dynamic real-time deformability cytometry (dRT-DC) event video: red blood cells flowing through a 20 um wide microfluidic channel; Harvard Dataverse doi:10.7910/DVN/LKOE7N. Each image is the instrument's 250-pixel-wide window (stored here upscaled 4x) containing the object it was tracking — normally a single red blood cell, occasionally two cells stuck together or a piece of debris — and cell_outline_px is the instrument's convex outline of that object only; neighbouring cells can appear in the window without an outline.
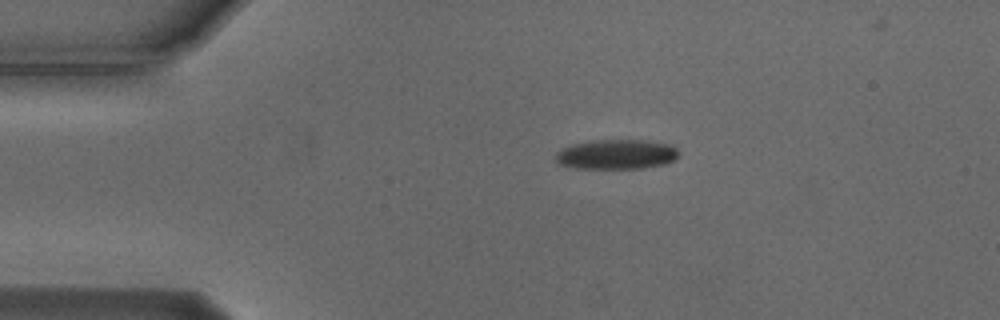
{"species": "Egyptian fruit bat (a non-hibernating species)", "species_latin": "Rousettus aegyptiacus", "temperature_condition": "cold", "stored_images_in_passage": 42, "camera_frame_rate_fps": 3000, "um_per_image_px": 0.085, "animal": {"sex": "male"}, "frame": {"image": 1, "passage_image": 1, "time_ms": 0.0, "image_size_px": [1000, 320], "cell_outline_px": [[680, 152], [672, 160], [664, 164], [640, 168], [576, 168], [560, 164], [556, 160], [556, 152], [560, 148], [572, 144], [592, 140], [648, 140], [672, 144]], "centroid_in_image_um": [52.39, 13.1], "position_along_channel_um": 32.6, "area_um2": 21.39}}
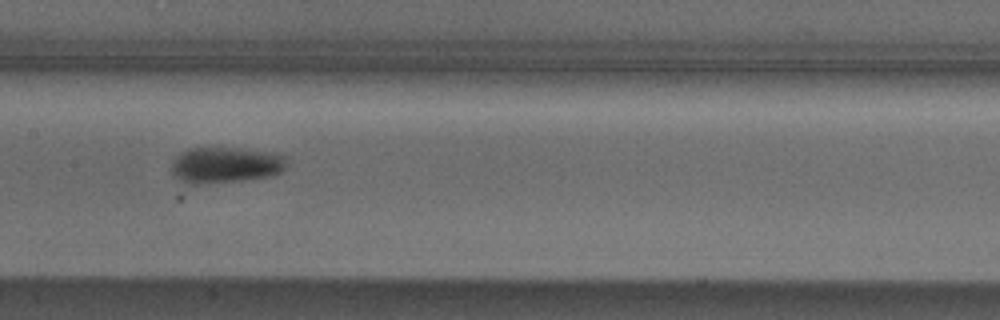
{"frame": {"image": 2, "passage_image": 17, "time_ms": 5.333, "image_size_px": [1000, 320], "cell_outline_px": [[288, 164], [276, 176], [244, 180], [196, 184], [188, 184], [172, 176], [172, 160], [180, 152], [188, 148], [240, 148], [280, 152], [288, 156]], "centroid_in_image_um": [19.24, 14.01], "position_along_channel_um": 188.2, "area_um2": 24.91}}
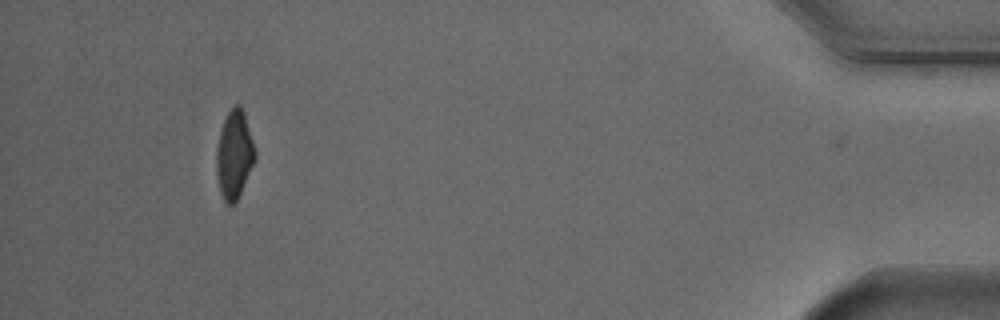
{"frame": {"image": 3, "passage_image": 41, "time_ms": 13.333, "image_size_px": [1000, 320], "cell_outline_px": [[256, 160], [236, 200], [232, 204], [228, 204], [224, 200], [220, 192], [216, 172], [216, 148], [220, 132], [224, 120], [228, 112], [236, 104], [240, 104], [244, 112], [256, 152]], "centroid_in_image_um": [19.91, 13.13], "position_along_channel_um": 415.3, "area_um2": 19.65}, "authors_computed_cell_mechanics": {"area_um2": 22.2819, "velocity_mm_per_s": 3.7402, "shape_relaxation_time_tau1_ms": 5.5952, "shape_relaxation_time_tau2_ms": null, "deformation_change_tau1": 0.1544, "deformation_change_tau2": null}}